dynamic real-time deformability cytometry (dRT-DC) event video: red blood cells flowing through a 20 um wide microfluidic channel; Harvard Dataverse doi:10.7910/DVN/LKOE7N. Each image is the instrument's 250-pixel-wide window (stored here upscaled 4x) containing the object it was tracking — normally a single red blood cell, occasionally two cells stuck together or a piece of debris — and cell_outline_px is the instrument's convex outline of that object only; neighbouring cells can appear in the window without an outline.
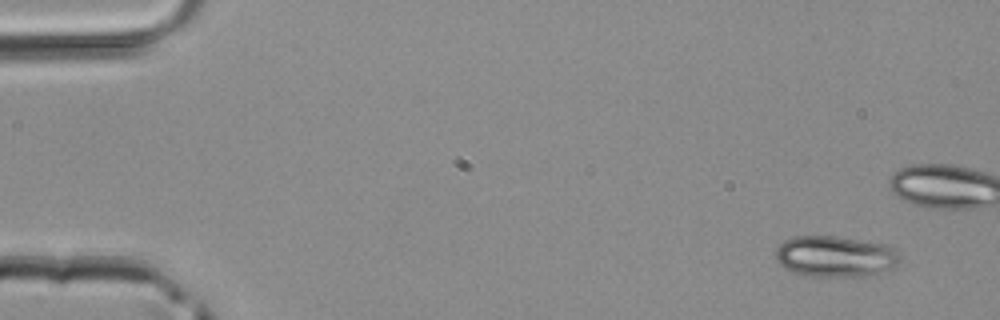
{"species": "common noctule bat (a hibernating species)", "species_latin": "Nyctalus noctula", "temperature_condition": "room temperature", "stored_images_in_passage": 4, "camera_frame_rate_fps": 3000, "um_per_image_px": 0.085, "animal": {"sex": "male", "body_mass_g": 20.4}, "frame": {"image": 1, "passage_image": 1, "time_ms": 0.0, "image_size_px": [1000, 320], "cell_outline_px": [[900, 264], [880, 276], [812, 276], [792, 272], [784, 268], [776, 260], [776, 248], [784, 240], [792, 236], [836, 236], [884, 244], [892, 248], [900, 256]], "centroid_in_image_um": [71.03, 21.81], "position_along_channel_um": 14.0, "area_um2": 30.17}}